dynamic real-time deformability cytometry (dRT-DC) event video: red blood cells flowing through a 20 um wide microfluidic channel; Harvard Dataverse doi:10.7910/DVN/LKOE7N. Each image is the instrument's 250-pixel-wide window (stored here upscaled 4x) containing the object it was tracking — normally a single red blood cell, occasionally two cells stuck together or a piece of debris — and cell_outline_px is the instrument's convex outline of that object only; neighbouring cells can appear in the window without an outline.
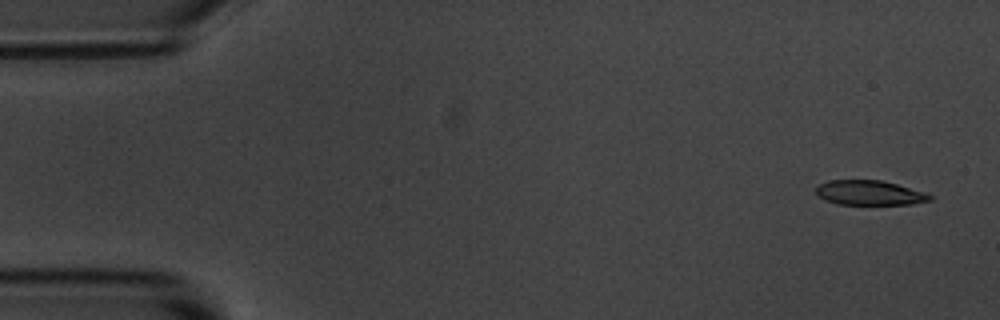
{"species": "common noctule bat (a hibernating species)", "species_latin": "Nyctalus noctula", "temperature_condition": "room temperature", "stored_images_in_passage": 5, "camera_frame_rate_fps": 3000, "um_per_image_px": 0.085, "animal": {"sex": "male", "body_mass_g": 20.1, "forearm_length_mm": 53.5}, "frame": {"image": 1, "passage_image": 1, "time_ms": 0.0, "image_size_px": [1000, 320], "cell_outline_px": [[936, 196], [932, 200], [912, 204], [836, 204], [824, 200], [816, 192], [816, 188], [820, 184], [828, 180], [884, 180], [924, 192]], "centroid_in_image_um": [73.95, 16.39], "position_along_channel_um": 11.1, "area_um2": 16.47}}
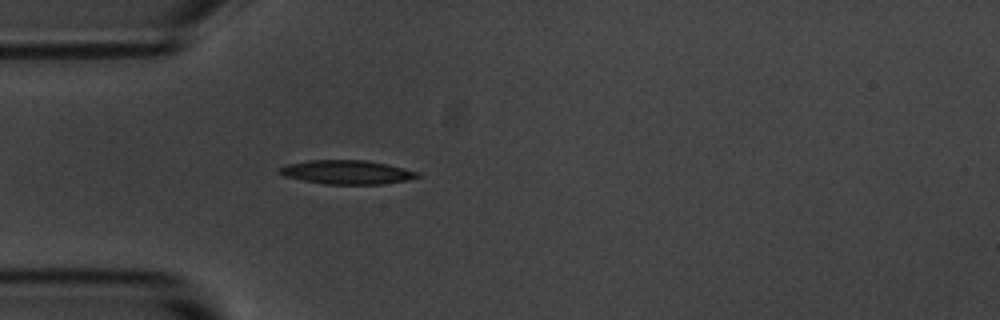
{"frame": {"image": 2, "passage_image": 5, "time_ms": 4.333, "image_size_px": [1000, 320], "cell_outline_px": [[420, 176], [408, 180], [380, 184], [324, 184], [284, 176], [276, 172], [276, 168], [284, 164], [308, 160], [364, 160], [388, 164], [420, 172]], "centroid_in_image_um": [29.43, 14.62], "position_along_channel_um": 55.6, "area_um2": 19.42}}